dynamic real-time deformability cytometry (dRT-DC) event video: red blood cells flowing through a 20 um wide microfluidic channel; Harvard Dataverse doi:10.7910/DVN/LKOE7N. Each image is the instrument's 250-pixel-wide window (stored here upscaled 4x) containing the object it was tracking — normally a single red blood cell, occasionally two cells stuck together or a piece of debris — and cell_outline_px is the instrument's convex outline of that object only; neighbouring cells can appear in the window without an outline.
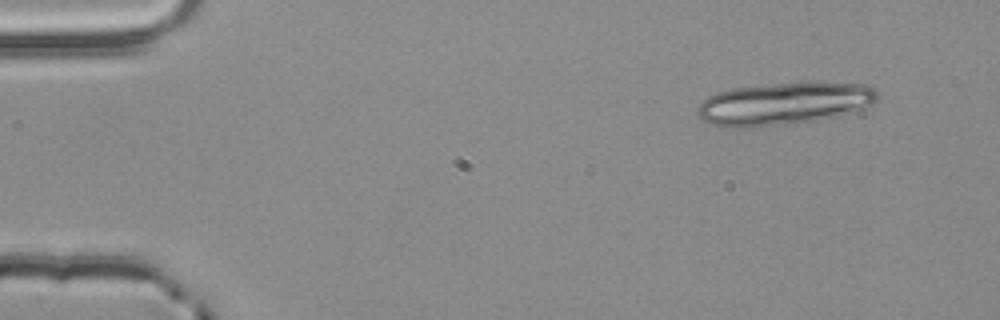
{"species": "common noctule bat (a hibernating species)", "species_latin": "Nyctalus noctula", "temperature_condition": "room temperature", "stored_images_in_passage": 4, "camera_frame_rate_fps": 3000, "um_per_image_px": 0.085, "animal": {"sex": "male", "body_mass_g": 20.4}, "frame": {"image": 1, "passage_image": 1, "time_ms": 0.0, "image_size_px": [1000, 320], "cell_outline_px": [[876, 100], [872, 104], [836, 116], [816, 120], [788, 124], [748, 128], [724, 128], [712, 124], [704, 120], [696, 112], [696, 108], [708, 96], [716, 92], [732, 88], [808, 80], [812, 80], [864, 84], [872, 88], [876, 92]], "centroid_in_image_um": [66.6, 8.78], "position_along_channel_um": 18.4, "area_um2": 45.08}}